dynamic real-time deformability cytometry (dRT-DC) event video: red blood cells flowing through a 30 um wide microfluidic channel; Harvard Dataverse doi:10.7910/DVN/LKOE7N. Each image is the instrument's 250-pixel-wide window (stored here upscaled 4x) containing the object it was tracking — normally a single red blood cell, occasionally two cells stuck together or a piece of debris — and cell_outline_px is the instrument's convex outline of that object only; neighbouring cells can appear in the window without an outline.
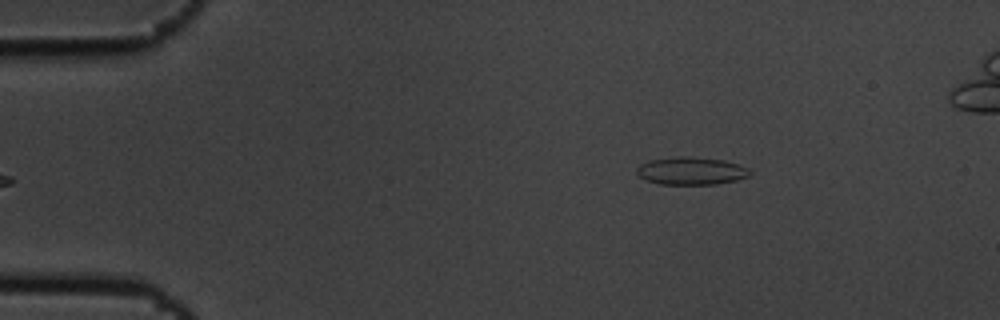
{"species": "common noctule bat (a hibernating species)", "species_latin": "Nyctalus noctula", "temperature_condition": "cold", "stored_images_in_passage": 5, "camera_frame_rate_fps": 3000, "um_per_image_px": 0.085, "animal": {"sex": "male", "body_mass_g": 19.5, "forearm_length_mm": 54.6}, "frame": {"image": 1, "passage_image": 5, "time_ms": 1.333, "image_size_px": [1000, 320], "cell_outline_px": [[752, 172], [748, 176], [736, 180], [716, 184], [660, 184], [644, 180], [636, 172], [636, 168], [640, 164], [648, 160], [680, 156], [688, 156], [724, 160], [740, 164], [748, 168]], "centroid_in_image_um": [58.74, 14.52], "position_along_channel_um": 26.3, "area_um2": 18.38}}